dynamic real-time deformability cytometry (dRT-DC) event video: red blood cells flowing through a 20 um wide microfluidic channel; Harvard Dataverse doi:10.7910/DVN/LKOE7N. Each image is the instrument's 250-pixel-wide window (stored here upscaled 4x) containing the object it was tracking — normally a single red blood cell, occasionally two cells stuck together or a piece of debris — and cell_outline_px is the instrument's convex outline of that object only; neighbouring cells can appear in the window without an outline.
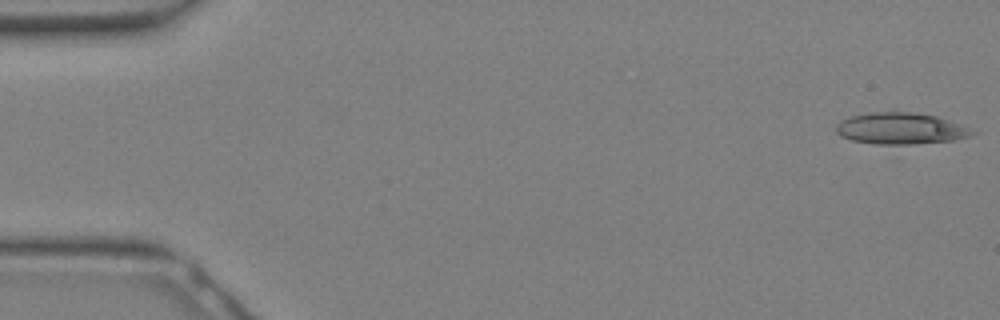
{"species": "Egyptian fruit bat (a non-hibernating species)", "species_latin": "Rousettus aegyptiacus", "temperature_condition": "warm", "stored_images_in_passage": 8, "camera_frame_rate_fps": 3000, "um_per_image_px": 0.085, "animal": {"sex": "female"}, "frame": {"image": 1, "passage_image": 1, "time_ms": 0.0, "image_size_px": [1000, 320], "cell_outline_px": [[976, 132], [972, 136], [952, 140], [912, 144], [876, 144], [852, 140], [840, 136], [836, 132], [836, 124], [840, 120], [848, 116], [868, 112], [892, 108], [936, 116], [948, 120], [968, 128]], "centroid_in_image_um": [76.47, 10.87], "position_along_channel_um": 8.5, "area_um2": 25.61}}